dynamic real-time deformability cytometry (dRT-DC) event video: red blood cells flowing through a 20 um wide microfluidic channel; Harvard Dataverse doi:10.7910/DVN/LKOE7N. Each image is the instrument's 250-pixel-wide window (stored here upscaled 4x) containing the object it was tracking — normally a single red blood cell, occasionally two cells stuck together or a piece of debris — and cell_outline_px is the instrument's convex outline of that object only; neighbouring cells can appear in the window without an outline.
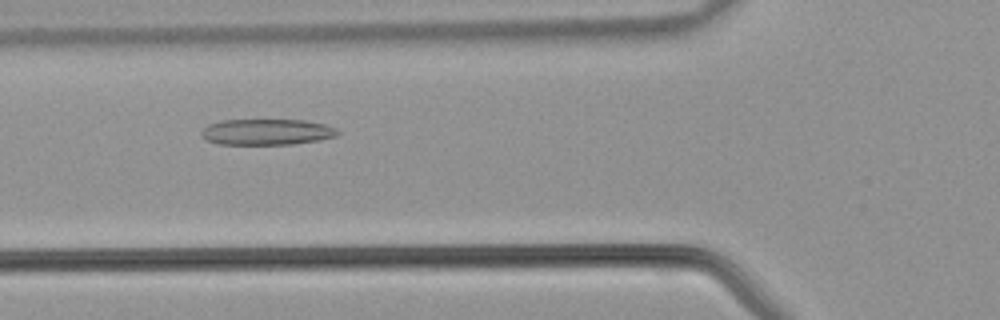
{"species": "common noctule bat (a hibernating species)", "species_latin": "Nyctalus noctula", "temperature_condition": "warm", "stored_images_in_passage": 39, "camera_frame_rate_fps": 3000, "um_per_image_px": 0.085, "animal": {"sex": "male", "body_mass_g": 21.5, "forearm_length_mm": 52.0}, "frame": {"image": 1, "passage_image": 13, "time_ms": 4.0, "image_size_px": [1000, 320], "cell_outline_px": [[340, 132], [336, 136], [320, 140], [292, 144], [216, 144], [208, 140], [200, 132], [208, 124], [220, 120], [304, 120], [324, 124], [336, 128]], "centroid_in_image_um": [22.69, 11.21], "position_along_channel_um": 103.1, "area_um2": 20.58}}
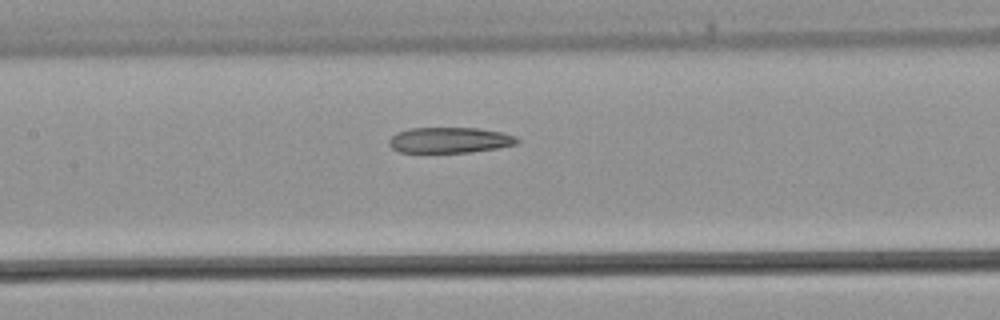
{"frame": {"image": 2, "passage_image": 17, "time_ms": 5.333, "image_size_px": [1000, 320], "cell_outline_px": [[520, 140], [516, 144], [496, 148], [472, 152], [400, 152], [392, 148], [388, 144], [388, 140], [396, 132], [412, 128], [476, 128], [500, 132], [516, 136]], "centroid_in_image_um": [38.2, 11.91], "position_along_channel_um": 169.2, "area_um2": 19.07}}
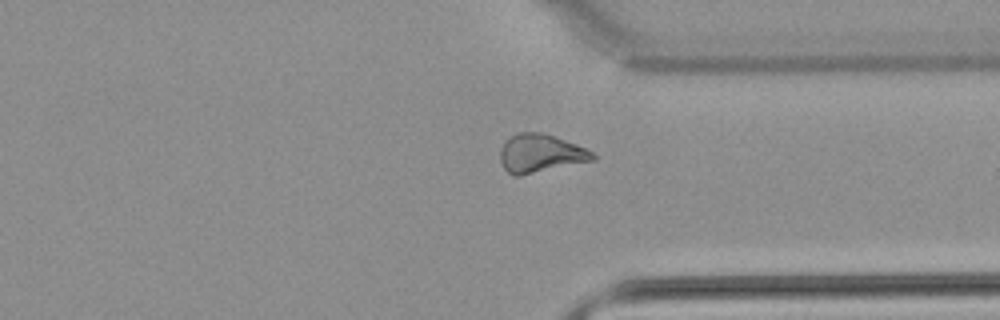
{"frame": {"image": 3, "passage_image": 29, "time_ms": 9.333, "image_size_px": [1000, 320], "cell_outline_px": [[596, 160], [520, 176], [512, 176], [504, 168], [500, 160], [500, 148], [504, 140], [508, 136], [520, 132], [540, 132], [576, 144], [592, 152], [596, 156]], "centroid_in_image_um": [45.9, 13.05], "position_along_channel_um": 365.5, "area_um2": 20.81}}